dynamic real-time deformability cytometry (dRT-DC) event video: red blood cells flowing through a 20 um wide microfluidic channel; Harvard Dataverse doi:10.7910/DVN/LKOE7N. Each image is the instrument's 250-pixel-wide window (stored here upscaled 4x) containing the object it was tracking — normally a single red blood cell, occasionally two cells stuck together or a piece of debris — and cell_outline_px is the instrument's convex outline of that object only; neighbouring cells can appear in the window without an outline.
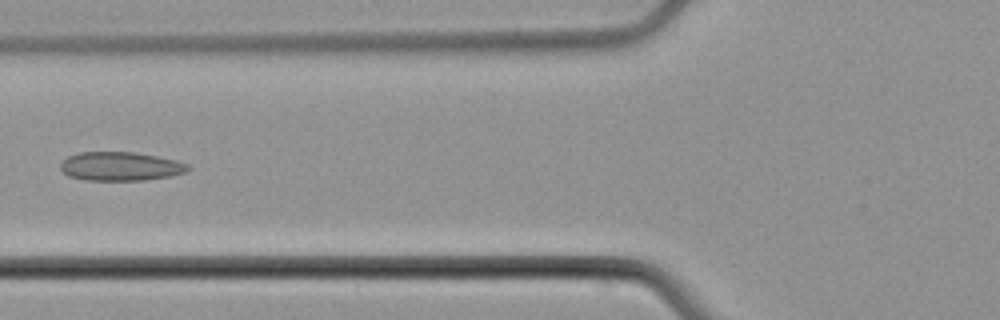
{"species": "common noctule bat (a hibernating species)", "species_latin": "Nyctalus noctula", "temperature_condition": "cold", "stored_images_in_passage": 4, "camera_frame_rate_fps": 3000, "um_per_image_px": 0.085, "animal": {"sex": "male", "body_mass_g": 21.5, "forearm_length_mm": 52.0}, "frame": {"image": 1, "passage_image": 4, "time_ms": 3.667, "image_size_px": [1000, 320], "cell_outline_px": [[192, 168], [188, 172], [172, 176], [144, 180], [84, 180], [68, 176], [60, 168], [60, 164], [68, 156], [80, 152], [132, 152], [156, 156], [176, 160], [188, 164]], "centroid_in_image_um": [10.27, 14.14], "position_along_channel_um": 115.5, "area_um2": 21.5}}